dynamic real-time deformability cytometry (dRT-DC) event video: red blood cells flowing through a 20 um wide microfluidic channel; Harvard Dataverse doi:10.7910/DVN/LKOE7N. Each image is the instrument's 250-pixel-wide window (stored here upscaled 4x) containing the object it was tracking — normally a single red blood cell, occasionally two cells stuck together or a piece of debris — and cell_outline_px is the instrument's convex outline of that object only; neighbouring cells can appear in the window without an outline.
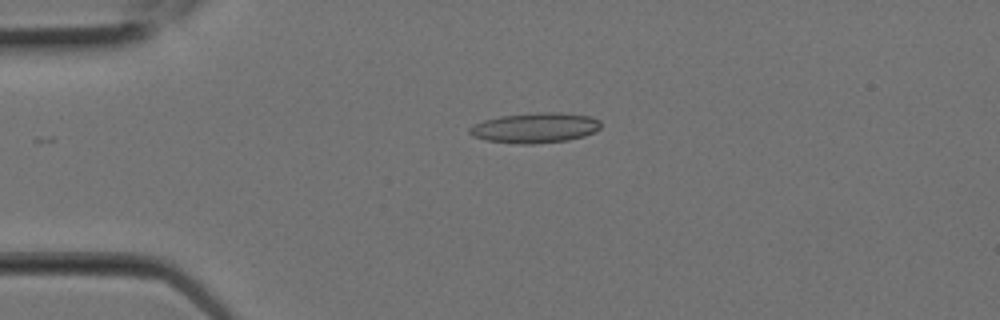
{"species": "Egyptian fruit bat (a non-hibernating species)", "species_latin": "Rousettus aegyptiacus", "temperature_condition": "room temperature", "stored_images_in_passage": 8, "camera_frame_rate_fps": 3000, "um_per_image_px": 0.085, "animal": {"sex": "female"}, "frame": {"image": 1, "passage_image": 4, "time_ms": 1.0, "image_size_px": [1000, 320], "cell_outline_px": [[600, 128], [596, 132], [584, 136], [568, 140], [532, 144], [520, 144], [484, 140], [472, 136], [468, 132], [468, 128], [472, 124], [484, 120], [500, 116], [540, 112], [560, 112], [592, 116], [600, 120]], "centroid_in_image_um": [45.48, 10.86], "position_along_channel_um": 39.5, "area_um2": 23.35}}
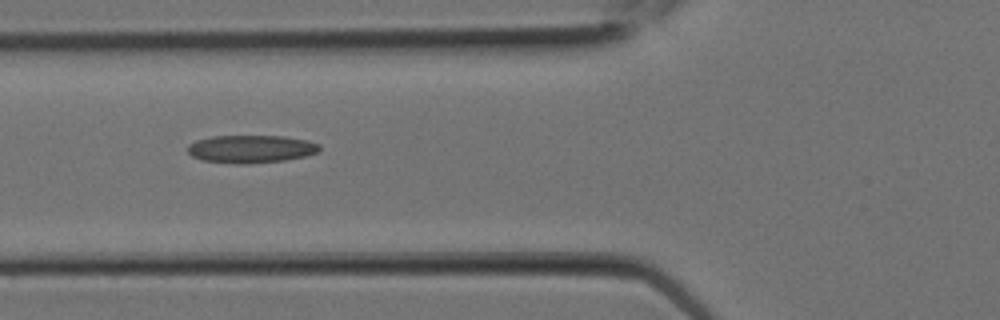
{"frame": {"image": 2, "passage_image": 7, "time_ms": 2.0, "image_size_px": [1000, 320], "cell_outline_px": [[320, 148], [316, 152], [304, 156], [284, 160], [248, 164], [236, 164], [200, 160], [192, 156], [188, 152], [188, 144], [196, 140], [212, 136], [284, 136], [308, 140], [320, 144]], "centroid_in_image_um": [21.3, 12.66], "position_along_channel_um": 104.5, "area_um2": 21.44}}
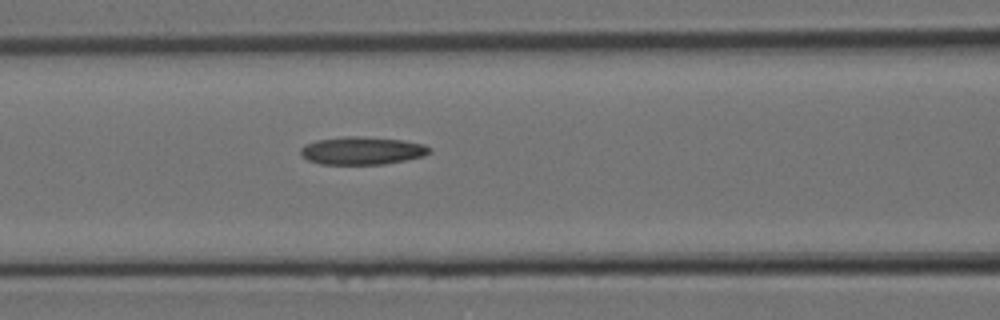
{"frame": {"image": 3, "passage_image": 8, "time_ms": 2.333, "image_size_px": [1000, 320], "cell_outline_px": [[432, 152], [424, 156], [384, 164], [320, 164], [308, 160], [300, 156], [300, 148], [304, 144], [316, 140], [344, 136], [356, 136], [404, 140], [424, 144], [432, 148]], "centroid_in_image_um": [30.76, 12.8], "position_along_channel_um": 135.8, "area_um2": 21.1}}